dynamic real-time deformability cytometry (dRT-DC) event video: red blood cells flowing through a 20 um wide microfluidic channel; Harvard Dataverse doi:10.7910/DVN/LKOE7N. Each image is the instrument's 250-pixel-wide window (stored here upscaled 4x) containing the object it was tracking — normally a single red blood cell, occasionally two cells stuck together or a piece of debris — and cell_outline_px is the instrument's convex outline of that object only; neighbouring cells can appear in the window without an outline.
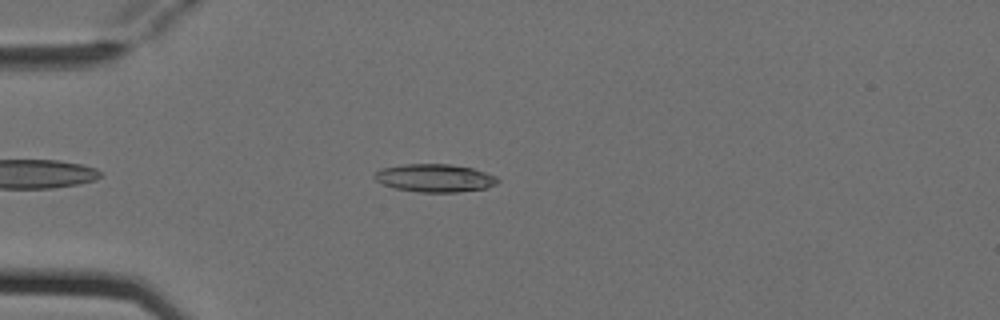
{"species": "Egyptian fruit bat (a non-hibernating species)", "species_latin": "Rousettus aegyptiacus", "temperature_condition": "cold", "stored_images_in_passage": 3, "camera_frame_rate_fps": 3000, "um_per_image_px": 0.085, "animal": {"sex": "female"}, "frame": {"image": 1, "passage_image": 3, "time_ms": 0.667, "image_size_px": [1000, 320], "cell_outline_px": [[500, 180], [496, 184], [484, 188], [456, 192], [420, 192], [396, 188], [384, 184], [376, 180], [372, 176], [376, 172], [384, 168], [404, 164], [448, 164], [472, 168], [496, 176]], "centroid_in_image_um": [36.96, 15.13], "position_along_channel_um": 48.0, "area_um2": 19.77}}